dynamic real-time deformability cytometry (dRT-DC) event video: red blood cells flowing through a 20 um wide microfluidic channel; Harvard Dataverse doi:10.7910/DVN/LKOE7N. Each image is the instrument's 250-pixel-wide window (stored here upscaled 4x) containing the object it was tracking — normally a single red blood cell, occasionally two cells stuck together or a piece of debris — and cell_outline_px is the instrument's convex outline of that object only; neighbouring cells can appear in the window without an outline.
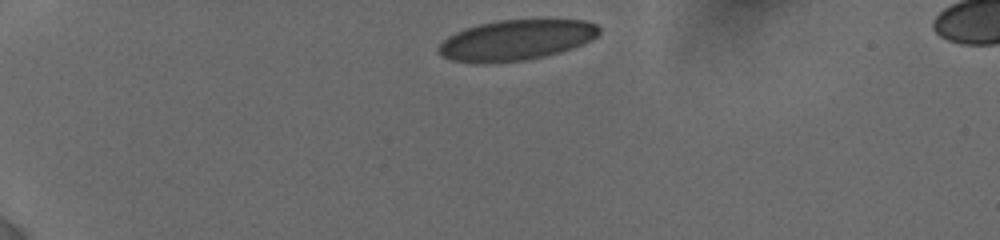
{"species": "human", "species_latin": "Homo sapiens", "temperature_condition": "cold", "stored_images_in_passage": 36, "camera_frame_rate_fps": 3000, "um_per_image_px": 0.085, "donor": {"sex": "female"}, "frame": {"image": 1, "passage_image": 1, "time_ms": 0.0, "image_size_px": [1000, 240], "cell_outline_px": [[600, 32], [592, 40], [572, 48], [560, 52], [544, 56], [524, 60], [484, 64], [472, 64], [452, 60], [440, 56], [436, 52], [436, 48], [448, 36], [464, 28], [480, 24], [500, 20], [584, 20], [596, 24], [600, 28]], "centroid_in_image_um": [43.81, 3.42], "position_along_channel_um": 41.2, "area_um2": 38.09}}
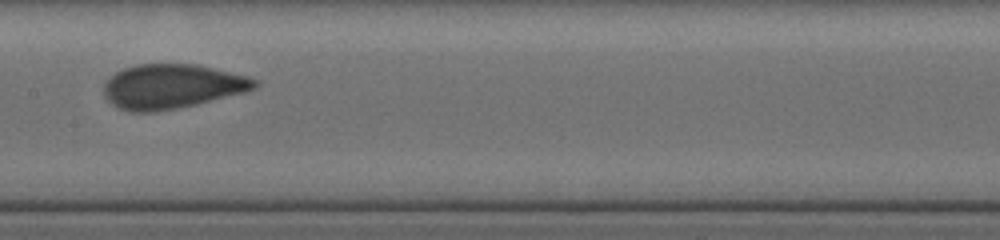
{"frame": {"image": 2, "passage_image": 21, "time_ms": 5.667, "image_size_px": [1000, 240], "cell_outline_px": [[260, 84], [256, 88], [244, 92], [196, 104], [176, 108], [152, 112], [132, 112], [120, 108], [112, 104], [104, 96], [104, 84], [116, 72], [124, 68], [136, 64], [196, 64], [248, 76], [260, 80]], "centroid_in_image_um": [14.64, 7.34], "position_along_channel_um": 192.8, "area_um2": 38.96}}
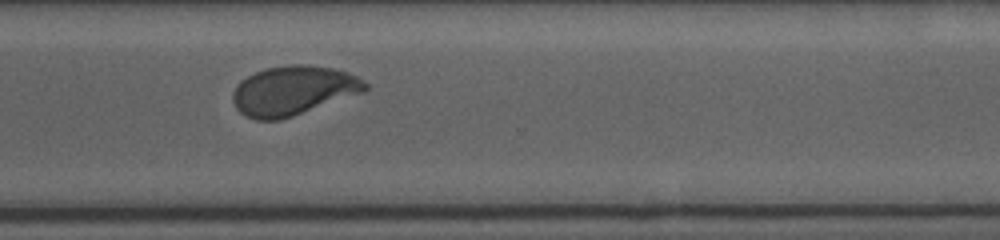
{"frame": {"image": 3, "passage_image": 35, "time_ms": 9.667, "image_size_px": [1000, 240], "cell_outline_px": [[368, 88], [364, 92], [280, 120], [256, 120], [240, 112], [236, 108], [232, 100], [232, 92], [236, 84], [240, 80], [264, 68], [292, 64], [304, 64], [332, 68], [348, 72], [356, 76], [368, 84]], "centroid_in_image_um": [24.9, 7.69], "position_along_channel_um": 345.7, "area_um2": 38.03}}